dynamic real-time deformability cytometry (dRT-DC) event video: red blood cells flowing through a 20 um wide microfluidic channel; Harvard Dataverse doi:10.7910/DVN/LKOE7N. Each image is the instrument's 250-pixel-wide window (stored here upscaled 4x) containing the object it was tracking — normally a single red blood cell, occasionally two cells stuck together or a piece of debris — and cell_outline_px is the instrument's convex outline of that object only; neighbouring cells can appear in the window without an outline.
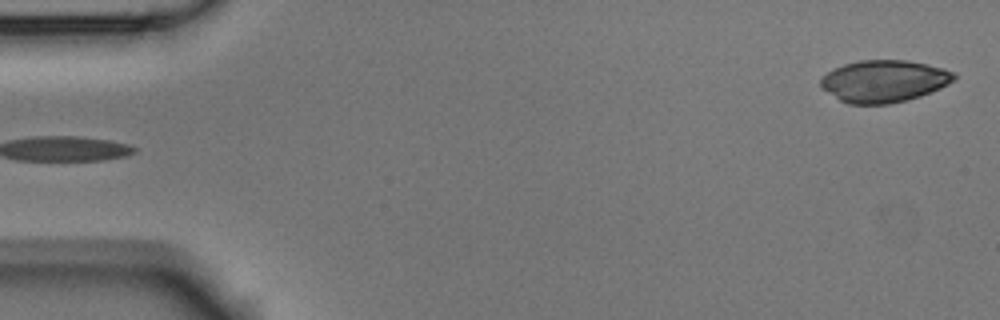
{"species": "Egyptian fruit bat (a non-hibernating species)", "species_latin": "Rousettus aegyptiacus", "temperature_condition": "room temperature", "stored_images_in_passage": 5, "segment_of_instrument_passage": [2, 2], "camera_frame_rate_fps": 3000, "um_per_image_px": 0.085, "animal": {"sex": "male"}, "frame": {"image": 1, "passage_image": 5, "time_ms": 1.333, "image_size_px": [1000, 320], "cell_outline_px": [[956, 80], [940, 88], [920, 96], [908, 100], [888, 104], [848, 104], [840, 100], [820, 88], [820, 80], [828, 72], [844, 64], [860, 60], [908, 60], [928, 64], [944, 68], [956, 72]], "centroid_in_image_um": [75.17, 6.9], "position_along_channel_um": 9.8, "area_um2": 32.89}}